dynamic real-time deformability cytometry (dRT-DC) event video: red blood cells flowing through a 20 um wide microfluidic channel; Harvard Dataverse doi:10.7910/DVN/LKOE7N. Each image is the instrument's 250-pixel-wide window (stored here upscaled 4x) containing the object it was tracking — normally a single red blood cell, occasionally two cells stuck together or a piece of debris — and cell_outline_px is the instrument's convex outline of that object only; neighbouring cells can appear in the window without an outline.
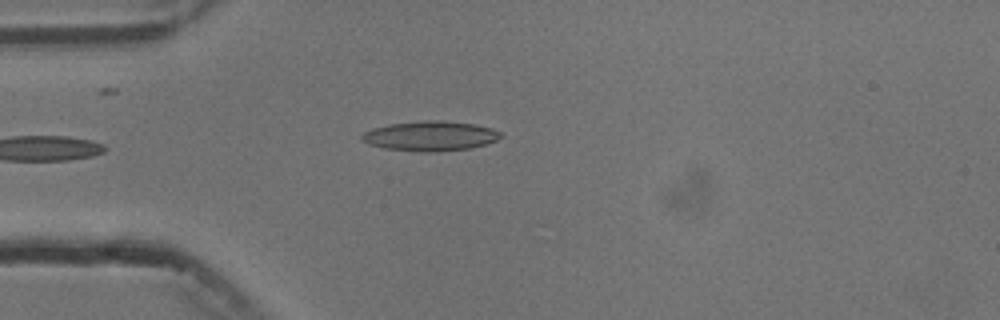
{"species": "common noctule bat (a hibernating species)", "species_latin": "Nyctalus noctula", "temperature_condition": "cold", "stored_images_in_passage": 1, "camera_frame_rate_fps": 3000, "um_per_image_px": 0.085, "animal": {"sex": "male", "body_mass_g": 13.3}, "frame": {"image": 1, "passage_image": 1, "time_ms": 0.0, "image_size_px": [1000, 320], "cell_outline_px": [[504, 136], [496, 140], [484, 144], [468, 148], [436, 152], [424, 152], [384, 148], [368, 144], [360, 140], [360, 136], [364, 132], [372, 128], [388, 124], [424, 120], [440, 120], [476, 124], [492, 128], [500, 132]], "centroid_in_image_um": [36.55, 11.55], "position_along_channel_um": 48.5, "area_um2": 24.22}}